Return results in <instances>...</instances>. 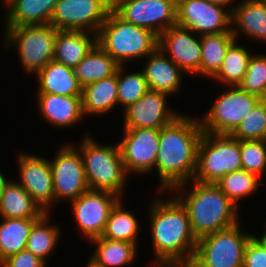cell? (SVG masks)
Instances as JSON below:
<instances>
[{"instance_id": "38", "label": "cell", "mask_w": 266, "mask_h": 267, "mask_svg": "<svg viewBox=\"0 0 266 267\" xmlns=\"http://www.w3.org/2000/svg\"><path fill=\"white\" fill-rule=\"evenodd\" d=\"M240 155L242 169L260 179L266 174V140H240Z\"/></svg>"}, {"instance_id": "17", "label": "cell", "mask_w": 266, "mask_h": 267, "mask_svg": "<svg viewBox=\"0 0 266 267\" xmlns=\"http://www.w3.org/2000/svg\"><path fill=\"white\" fill-rule=\"evenodd\" d=\"M158 48L186 74L200 76L201 36L173 25L158 36Z\"/></svg>"}, {"instance_id": "33", "label": "cell", "mask_w": 266, "mask_h": 267, "mask_svg": "<svg viewBox=\"0 0 266 267\" xmlns=\"http://www.w3.org/2000/svg\"><path fill=\"white\" fill-rule=\"evenodd\" d=\"M239 43V41L235 40L229 46L219 71L211 79L212 81L215 80L216 83L223 84L224 88L238 86L242 82L249 59L253 54L243 46V43L242 46Z\"/></svg>"}, {"instance_id": "4", "label": "cell", "mask_w": 266, "mask_h": 267, "mask_svg": "<svg viewBox=\"0 0 266 267\" xmlns=\"http://www.w3.org/2000/svg\"><path fill=\"white\" fill-rule=\"evenodd\" d=\"M97 44L119 65L145 59L158 47V36L120 18L113 10L100 26Z\"/></svg>"}, {"instance_id": "23", "label": "cell", "mask_w": 266, "mask_h": 267, "mask_svg": "<svg viewBox=\"0 0 266 267\" xmlns=\"http://www.w3.org/2000/svg\"><path fill=\"white\" fill-rule=\"evenodd\" d=\"M97 44V34L57 30L53 60L74 69Z\"/></svg>"}, {"instance_id": "12", "label": "cell", "mask_w": 266, "mask_h": 267, "mask_svg": "<svg viewBox=\"0 0 266 267\" xmlns=\"http://www.w3.org/2000/svg\"><path fill=\"white\" fill-rule=\"evenodd\" d=\"M112 10V0H58L50 24L57 30L98 34Z\"/></svg>"}, {"instance_id": "44", "label": "cell", "mask_w": 266, "mask_h": 267, "mask_svg": "<svg viewBox=\"0 0 266 267\" xmlns=\"http://www.w3.org/2000/svg\"><path fill=\"white\" fill-rule=\"evenodd\" d=\"M266 227V226H265ZM266 229V228H265ZM265 232L261 233L260 237L256 236L257 234H255L254 236L265 246L266 248V230H264Z\"/></svg>"}, {"instance_id": "26", "label": "cell", "mask_w": 266, "mask_h": 267, "mask_svg": "<svg viewBox=\"0 0 266 267\" xmlns=\"http://www.w3.org/2000/svg\"><path fill=\"white\" fill-rule=\"evenodd\" d=\"M94 250L89 261L95 267H128L137 259L138 245L99 237L90 241ZM130 264V265H129Z\"/></svg>"}, {"instance_id": "2", "label": "cell", "mask_w": 266, "mask_h": 267, "mask_svg": "<svg viewBox=\"0 0 266 267\" xmlns=\"http://www.w3.org/2000/svg\"><path fill=\"white\" fill-rule=\"evenodd\" d=\"M152 198L148 213L150 239L157 260H184L193 258L197 239L193 235L186 208L173 195Z\"/></svg>"}, {"instance_id": "29", "label": "cell", "mask_w": 266, "mask_h": 267, "mask_svg": "<svg viewBox=\"0 0 266 267\" xmlns=\"http://www.w3.org/2000/svg\"><path fill=\"white\" fill-rule=\"evenodd\" d=\"M124 204L120 199L111 209L101 237L138 245L139 237L137 236L142 231L140 230L139 220L132 210L124 209Z\"/></svg>"}, {"instance_id": "21", "label": "cell", "mask_w": 266, "mask_h": 267, "mask_svg": "<svg viewBox=\"0 0 266 267\" xmlns=\"http://www.w3.org/2000/svg\"><path fill=\"white\" fill-rule=\"evenodd\" d=\"M231 32L236 40L240 34L266 43V3L264 0H241L231 11Z\"/></svg>"}, {"instance_id": "43", "label": "cell", "mask_w": 266, "mask_h": 267, "mask_svg": "<svg viewBox=\"0 0 266 267\" xmlns=\"http://www.w3.org/2000/svg\"><path fill=\"white\" fill-rule=\"evenodd\" d=\"M8 178L7 175L5 176V174L0 171V194L4 190L5 185L10 181V177Z\"/></svg>"}, {"instance_id": "39", "label": "cell", "mask_w": 266, "mask_h": 267, "mask_svg": "<svg viewBox=\"0 0 266 267\" xmlns=\"http://www.w3.org/2000/svg\"><path fill=\"white\" fill-rule=\"evenodd\" d=\"M243 267H266V248L254 235L245 246Z\"/></svg>"}, {"instance_id": "45", "label": "cell", "mask_w": 266, "mask_h": 267, "mask_svg": "<svg viewBox=\"0 0 266 267\" xmlns=\"http://www.w3.org/2000/svg\"><path fill=\"white\" fill-rule=\"evenodd\" d=\"M85 267H95V266L88 260Z\"/></svg>"}, {"instance_id": "34", "label": "cell", "mask_w": 266, "mask_h": 267, "mask_svg": "<svg viewBox=\"0 0 266 267\" xmlns=\"http://www.w3.org/2000/svg\"><path fill=\"white\" fill-rule=\"evenodd\" d=\"M214 184L239 208L242 198L257 194L258 188L266 182L262 183L257 175L240 169L224 175Z\"/></svg>"}, {"instance_id": "40", "label": "cell", "mask_w": 266, "mask_h": 267, "mask_svg": "<svg viewBox=\"0 0 266 267\" xmlns=\"http://www.w3.org/2000/svg\"><path fill=\"white\" fill-rule=\"evenodd\" d=\"M46 263L31 251L21 250L0 263V267H46Z\"/></svg>"}, {"instance_id": "3", "label": "cell", "mask_w": 266, "mask_h": 267, "mask_svg": "<svg viewBox=\"0 0 266 267\" xmlns=\"http://www.w3.org/2000/svg\"><path fill=\"white\" fill-rule=\"evenodd\" d=\"M188 184L177 185L170 192L186 208L196 239L229 228L241 220L239 208L214 183L192 180V186ZM189 186L191 188L185 189Z\"/></svg>"}, {"instance_id": "8", "label": "cell", "mask_w": 266, "mask_h": 267, "mask_svg": "<svg viewBox=\"0 0 266 267\" xmlns=\"http://www.w3.org/2000/svg\"><path fill=\"white\" fill-rule=\"evenodd\" d=\"M240 221L197 239L193 260L198 267H243L244 250L254 235L241 231ZM245 232V233H244Z\"/></svg>"}, {"instance_id": "16", "label": "cell", "mask_w": 266, "mask_h": 267, "mask_svg": "<svg viewBox=\"0 0 266 267\" xmlns=\"http://www.w3.org/2000/svg\"><path fill=\"white\" fill-rule=\"evenodd\" d=\"M19 153L16 162L20 178L15 181L29 193L44 212L50 213L55 200L49 159L34 153L33 155L22 151Z\"/></svg>"}, {"instance_id": "42", "label": "cell", "mask_w": 266, "mask_h": 267, "mask_svg": "<svg viewBox=\"0 0 266 267\" xmlns=\"http://www.w3.org/2000/svg\"><path fill=\"white\" fill-rule=\"evenodd\" d=\"M209 3L224 6L228 8L230 11L233 9V2H236L235 0H207Z\"/></svg>"}, {"instance_id": "9", "label": "cell", "mask_w": 266, "mask_h": 267, "mask_svg": "<svg viewBox=\"0 0 266 267\" xmlns=\"http://www.w3.org/2000/svg\"><path fill=\"white\" fill-rule=\"evenodd\" d=\"M227 87L225 91L222 89L203 117H198L203 133L231 134L262 100L239 86Z\"/></svg>"}, {"instance_id": "37", "label": "cell", "mask_w": 266, "mask_h": 267, "mask_svg": "<svg viewBox=\"0 0 266 267\" xmlns=\"http://www.w3.org/2000/svg\"><path fill=\"white\" fill-rule=\"evenodd\" d=\"M250 94L266 99V55L252 54L242 82L238 85Z\"/></svg>"}, {"instance_id": "20", "label": "cell", "mask_w": 266, "mask_h": 267, "mask_svg": "<svg viewBox=\"0 0 266 267\" xmlns=\"http://www.w3.org/2000/svg\"><path fill=\"white\" fill-rule=\"evenodd\" d=\"M35 99H37L41 118H44L50 126L55 128H73L85 118L82 111L81 96L37 93Z\"/></svg>"}, {"instance_id": "19", "label": "cell", "mask_w": 266, "mask_h": 267, "mask_svg": "<svg viewBox=\"0 0 266 267\" xmlns=\"http://www.w3.org/2000/svg\"><path fill=\"white\" fill-rule=\"evenodd\" d=\"M143 61L142 72L147 81L148 88L168 95L178 96L182 90L185 72L172 62L158 47Z\"/></svg>"}, {"instance_id": "11", "label": "cell", "mask_w": 266, "mask_h": 267, "mask_svg": "<svg viewBox=\"0 0 266 267\" xmlns=\"http://www.w3.org/2000/svg\"><path fill=\"white\" fill-rule=\"evenodd\" d=\"M112 10L126 22L159 36L176 25L177 0H112Z\"/></svg>"}, {"instance_id": "25", "label": "cell", "mask_w": 266, "mask_h": 267, "mask_svg": "<svg viewBox=\"0 0 266 267\" xmlns=\"http://www.w3.org/2000/svg\"><path fill=\"white\" fill-rule=\"evenodd\" d=\"M82 111L84 117L109 113L118 106L117 72L109 78L96 81L82 88Z\"/></svg>"}, {"instance_id": "18", "label": "cell", "mask_w": 266, "mask_h": 267, "mask_svg": "<svg viewBox=\"0 0 266 267\" xmlns=\"http://www.w3.org/2000/svg\"><path fill=\"white\" fill-rule=\"evenodd\" d=\"M170 95L148 90L144 96L123 110V128L160 129L170 124L182 112L168 105Z\"/></svg>"}, {"instance_id": "24", "label": "cell", "mask_w": 266, "mask_h": 267, "mask_svg": "<svg viewBox=\"0 0 266 267\" xmlns=\"http://www.w3.org/2000/svg\"><path fill=\"white\" fill-rule=\"evenodd\" d=\"M37 93H48L66 96H81L82 87L74 69L58 63L49 62L36 75Z\"/></svg>"}, {"instance_id": "13", "label": "cell", "mask_w": 266, "mask_h": 267, "mask_svg": "<svg viewBox=\"0 0 266 267\" xmlns=\"http://www.w3.org/2000/svg\"><path fill=\"white\" fill-rule=\"evenodd\" d=\"M118 146L123 165L129 175H149L155 171L160 129L123 128ZM154 170V171H153Z\"/></svg>"}, {"instance_id": "27", "label": "cell", "mask_w": 266, "mask_h": 267, "mask_svg": "<svg viewBox=\"0 0 266 267\" xmlns=\"http://www.w3.org/2000/svg\"><path fill=\"white\" fill-rule=\"evenodd\" d=\"M45 213L14 179L0 194V218L40 219Z\"/></svg>"}, {"instance_id": "30", "label": "cell", "mask_w": 266, "mask_h": 267, "mask_svg": "<svg viewBox=\"0 0 266 267\" xmlns=\"http://www.w3.org/2000/svg\"><path fill=\"white\" fill-rule=\"evenodd\" d=\"M235 40L231 31L201 36V77L212 79L217 74L229 46Z\"/></svg>"}, {"instance_id": "6", "label": "cell", "mask_w": 266, "mask_h": 267, "mask_svg": "<svg viewBox=\"0 0 266 267\" xmlns=\"http://www.w3.org/2000/svg\"><path fill=\"white\" fill-rule=\"evenodd\" d=\"M4 46L17 50L21 67L36 75L53 61L57 29L51 24L4 27Z\"/></svg>"}, {"instance_id": "41", "label": "cell", "mask_w": 266, "mask_h": 267, "mask_svg": "<svg viewBox=\"0 0 266 267\" xmlns=\"http://www.w3.org/2000/svg\"><path fill=\"white\" fill-rule=\"evenodd\" d=\"M151 263L149 267H198L193 258L184 260H157L151 261Z\"/></svg>"}, {"instance_id": "36", "label": "cell", "mask_w": 266, "mask_h": 267, "mask_svg": "<svg viewBox=\"0 0 266 267\" xmlns=\"http://www.w3.org/2000/svg\"><path fill=\"white\" fill-rule=\"evenodd\" d=\"M237 140H266V99H262L230 134Z\"/></svg>"}, {"instance_id": "14", "label": "cell", "mask_w": 266, "mask_h": 267, "mask_svg": "<svg viewBox=\"0 0 266 267\" xmlns=\"http://www.w3.org/2000/svg\"><path fill=\"white\" fill-rule=\"evenodd\" d=\"M176 24L196 35L231 31V11L207 0H177Z\"/></svg>"}, {"instance_id": "46", "label": "cell", "mask_w": 266, "mask_h": 267, "mask_svg": "<svg viewBox=\"0 0 266 267\" xmlns=\"http://www.w3.org/2000/svg\"><path fill=\"white\" fill-rule=\"evenodd\" d=\"M8 0H2V2H3V5L7 2Z\"/></svg>"}, {"instance_id": "32", "label": "cell", "mask_w": 266, "mask_h": 267, "mask_svg": "<svg viewBox=\"0 0 266 267\" xmlns=\"http://www.w3.org/2000/svg\"><path fill=\"white\" fill-rule=\"evenodd\" d=\"M53 217L50 213H45L32 227L28 241L26 243V250L31 251L35 256L40 258L47 264L48 256L53 254L54 249L59 245L61 228L58 224L51 225Z\"/></svg>"}, {"instance_id": "28", "label": "cell", "mask_w": 266, "mask_h": 267, "mask_svg": "<svg viewBox=\"0 0 266 267\" xmlns=\"http://www.w3.org/2000/svg\"><path fill=\"white\" fill-rule=\"evenodd\" d=\"M119 64L98 44L74 68L81 87L116 74Z\"/></svg>"}, {"instance_id": "10", "label": "cell", "mask_w": 266, "mask_h": 267, "mask_svg": "<svg viewBox=\"0 0 266 267\" xmlns=\"http://www.w3.org/2000/svg\"><path fill=\"white\" fill-rule=\"evenodd\" d=\"M76 146V143L74 145V143L65 142L59 146L54 158L49 159L55 203L75 200L90 189L83 161Z\"/></svg>"}, {"instance_id": "5", "label": "cell", "mask_w": 266, "mask_h": 267, "mask_svg": "<svg viewBox=\"0 0 266 267\" xmlns=\"http://www.w3.org/2000/svg\"><path fill=\"white\" fill-rule=\"evenodd\" d=\"M84 136L76 148L83 161L89 188L122 198L129 175L125 171L118 143L99 145L89 134Z\"/></svg>"}, {"instance_id": "31", "label": "cell", "mask_w": 266, "mask_h": 267, "mask_svg": "<svg viewBox=\"0 0 266 267\" xmlns=\"http://www.w3.org/2000/svg\"><path fill=\"white\" fill-rule=\"evenodd\" d=\"M0 263L26 248L33 225L39 219L0 218Z\"/></svg>"}, {"instance_id": "1", "label": "cell", "mask_w": 266, "mask_h": 267, "mask_svg": "<svg viewBox=\"0 0 266 267\" xmlns=\"http://www.w3.org/2000/svg\"><path fill=\"white\" fill-rule=\"evenodd\" d=\"M202 135L198 117L183 113L167 126L160 128L155 163V172L160 180L158 194L165 191L169 193L175 186L193 180Z\"/></svg>"}, {"instance_id": "35", "label": "cell", "mask_w": 266, "mask_h": 267, "mask_svg": "<svg viewBox=\"0 0 266 267\" xmlns=\"http://www.w3.org/2000/svg\"><path fill=\"white\" fill-rule=\"evenodd\" d=\"M125 68L126 65H120L117 69L118 106L122 109L141 99L149 90L142 70L131 73Z\"/></svg>"}, {"instance_id": "7", "label": "cell", "mask_w": 266, "mask_h": 267, "mask_svg": "<svg viewBox=\"0 0 266 267\" xmlns=\"http://www.w3.org/2000/svg\"><path fill=\"white\" fill-rule=\"evenodd\" d=\"M240 169V140L230 134L203 133L198 145L193 181L215 183L224 175Z\"/></svg>"}, {"instance_id": "15", "label": "cell", "mask_w": 266, "mask_h": 267, "mask_svg": "<svg viewBox=\"0 0 266 267\" xmlns=\"http://www.w3.org/2000/svg\"><path fill=\"white\" fill-rule=\"evenodd\" d=\"M121 198L113 193L88 189L70 201L79 232L87 241L101 237L109 213Z\"/></svg>"}, {"instance_id": "22", "label": "cell", "mask_w": 266, "mask_h": 267, "mask_svg": "<svg viewBox=\"0 0 266 267\" xmlns=\"http://www.w3.org/2000/svg\"><path fill=\"white\" fill-rule=\"evenodd\" d=\"M58 0H8L4 26L50 24Z\"/></svg>"}]
</instances>
